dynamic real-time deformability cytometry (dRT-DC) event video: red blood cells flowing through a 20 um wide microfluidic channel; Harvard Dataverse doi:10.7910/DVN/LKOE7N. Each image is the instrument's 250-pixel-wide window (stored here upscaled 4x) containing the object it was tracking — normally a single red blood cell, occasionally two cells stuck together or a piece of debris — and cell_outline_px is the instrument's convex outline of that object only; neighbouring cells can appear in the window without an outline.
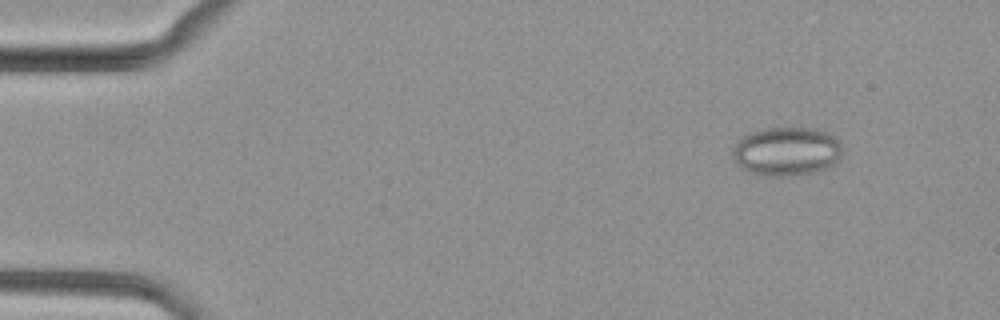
{"species": "common noctule bat (a hibernating species)", "species_latin": "Nyctalus noctula", "temperature_condition": "cold", "stored_images_in_passage": 45, "camera_frame_rate_fps": 3000, "um_per_image_px": 0.085, "animal": {"sex": "female", "body_mass_g": 29.2, "forearm_length_mm": 56.3}, "frame": {"image": 1, "passage_image": 1, "time_ms": 0.0, "image_size_px": [1000, 320], "cell_outline_px": [[840, 156], [828, 168], [816, 172], [788, 176], [764, 176], [752, 172], [736, 164], [732, 152], [732, 148], [744, 136], [752, 132], [764, 128], [816, 128], [828, 132], [840, 140]], "centroid_in_image_um": [66.87, 12.86], "position_along_channel_um": 18.1, "area_um2": 31.1}}
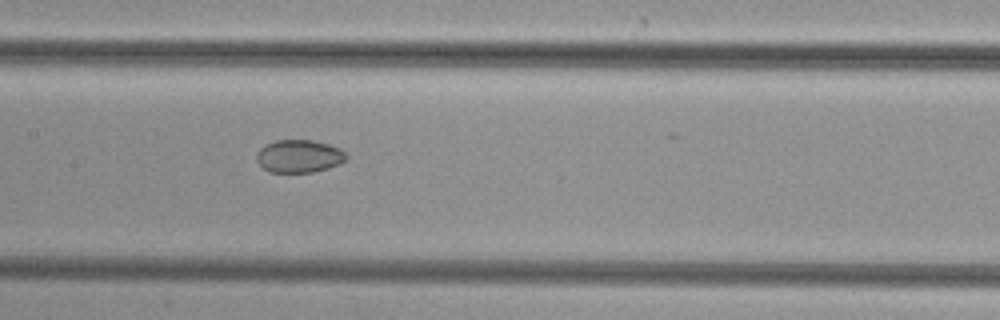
{"frame": {"image": 2, "passage_image": 20, "time_ms": 6.333, "image_size_px": [1000, 320], "cell_outline_px": [[348, 156], [340, 164], [328, 168], [312, 172], [268, 172], [256, 160], [256, 152], [260, 148], [276, 140], [312, 140], [328, 144], [340, 148]], "centroid_in_image_um": [25.42, 13.28], "position_along_channel_um": 182.0, "area_um2": 17.11}}
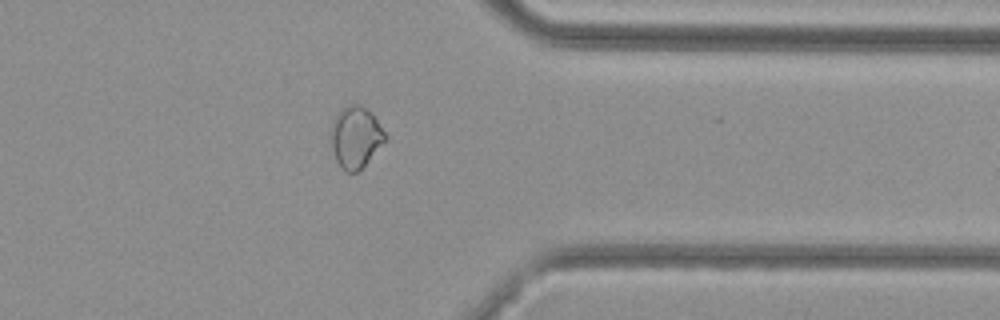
{"frame": {"image": 3, "passage_image": 35, "time_ms": 11.333, "image_size_px": [1000, 320], "cell_outline_px": [[388, 140], [356, 172], [344, 172], [340, 168], [336, 160], [332, 148], [332, 120], [348, 104], [360, 104], [372, 112], [388, 136]], "centroid_in_image_um": [30.27, 11.65], "position_along_channel_um": 381.1, "area_um2": 19.42}}